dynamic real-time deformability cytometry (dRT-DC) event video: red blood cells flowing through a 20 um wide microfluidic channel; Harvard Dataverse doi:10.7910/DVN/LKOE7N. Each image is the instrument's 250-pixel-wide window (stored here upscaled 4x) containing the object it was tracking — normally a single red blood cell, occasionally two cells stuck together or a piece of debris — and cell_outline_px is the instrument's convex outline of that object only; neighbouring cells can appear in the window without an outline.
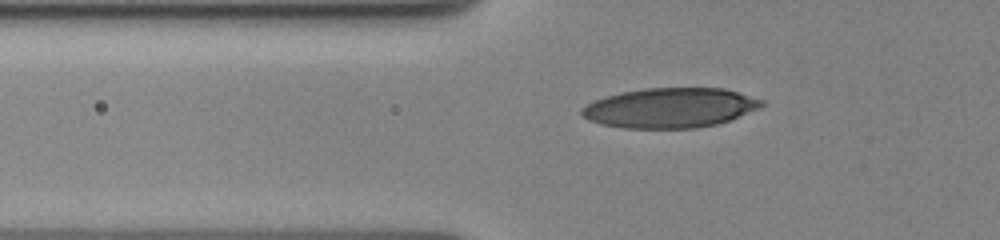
{"species": "human", "species_latin": "Homo sapiens", "temperature_condition": "cold", "stored_images_in_passage": 5, "camera_frame_rate_fps": 3000, "um_per_image_px": 0.085, "donor": {"sex": "female"}, "frame": {"image": 1, "passage_image": 3, "time_ms": 1.333, "image_size_px": [1000, 240], "cell_outline_px": [[764, 104], [760, 108], [728, 120], [716, 124], [696, 128], [624, 128], [600, 124], [588, 120], [580, 112], [580, 108], [604, 96], [644, 88], [724, 88], [764, 100]], "centroid_in_image_um": [56.95, 9.17], "position_along_channel_um": 68.9, "area_um2": 41.62}}